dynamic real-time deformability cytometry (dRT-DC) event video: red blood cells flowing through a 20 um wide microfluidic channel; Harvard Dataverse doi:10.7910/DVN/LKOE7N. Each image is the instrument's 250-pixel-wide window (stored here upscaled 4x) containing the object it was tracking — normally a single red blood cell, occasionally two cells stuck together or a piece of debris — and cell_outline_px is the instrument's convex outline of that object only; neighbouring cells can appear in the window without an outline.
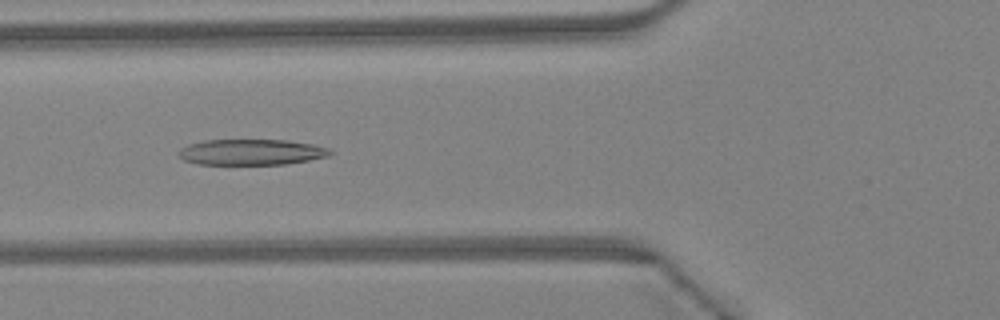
{"species": "Egyptian fruit bat (a non-hibernating species)", "species_latin": "Rousettus aegyptiacus", "temperature_condition": "warm", "stored_images_in_passage": 43, "camera_frame_rate_fps": 3000, "um_per_image_px": 0.085, "animal": {"sex": "female"}, "frame": {"image": 1, "passage_image": 16, "time_ms": 5.0, "image_size_px": [1000, 320], "cell_outline_px": [[332, 152], [328, 156], [308, 160], [284, 164], [196, 164], [184, 160], [180, 156], [180, 148], [188, 144], [204, 140], [288, 140], [312, 144], [328, 148]], "centroid_in_image_um": [21.35, 12.92], "position_along_channel_um": 104.5, "area_um2": 22.6}}
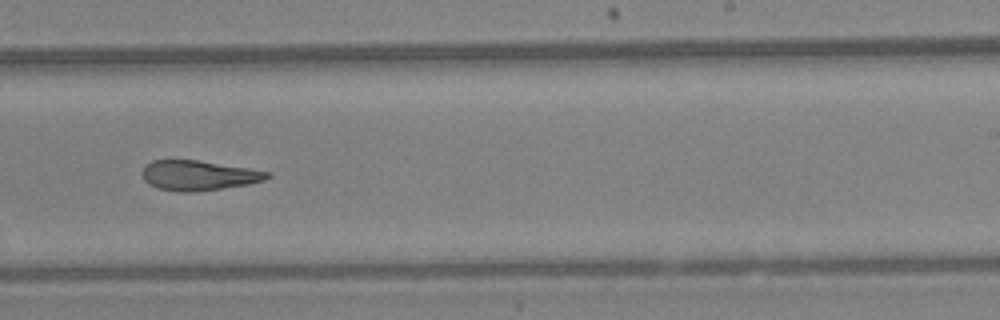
{"frame": {"image": 2, "passage_image": 27, "time_ms": 8.667, "image_size_px": [1000, 320], "cell_outline_px": [[272, 176], [264, 180], [248, 184], [192, 192], [180, 192], [156, 188], [148, 184], [144, 180], [144, 168], [152, 160], [200, 160], [272, 172]], "centroid_in_image_um": [16.91, 14.91], "position_along_channel_um": 272.1, "area_um2": 21.68}}
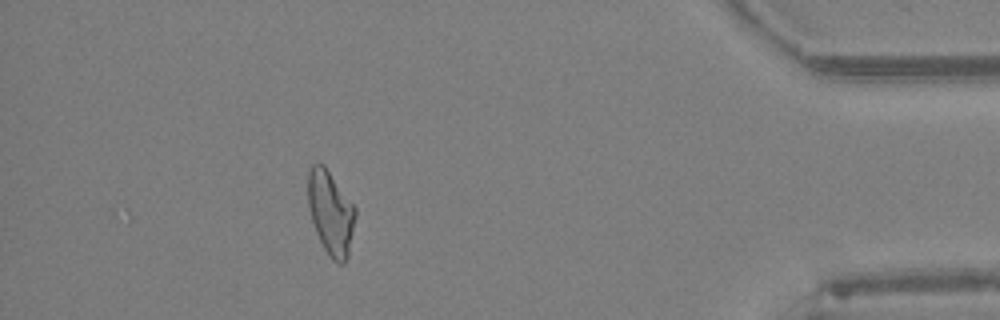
{"frame": {"image": 3, "passage_image": 39, "time_ms": 12.667, "image_size_px": [1000, 320], "cell_outline_px": [[356, 216], [348, 256], [344, 264], [340, 264], [332, 260], [324, 248], [316, 232], [308, 208], [308, 172], [312, 164], [324, 164], [356, 208]], "centroid_in_image_um": [28.11, 18.09], "position_along_channel_um": 407.1, "area_um2": 23.12}, "authors_computed_cell_mechanics": {"area_um2": 23.5246, "velocity_mm_per_s": 4.5951, "shape_relaxation_time_tau1_ms": null, "shape_relaxation_time_tau2_ms": 3.6213, "deformation_change_tau1": null, "deformation_change_tau2": 0.1477}}